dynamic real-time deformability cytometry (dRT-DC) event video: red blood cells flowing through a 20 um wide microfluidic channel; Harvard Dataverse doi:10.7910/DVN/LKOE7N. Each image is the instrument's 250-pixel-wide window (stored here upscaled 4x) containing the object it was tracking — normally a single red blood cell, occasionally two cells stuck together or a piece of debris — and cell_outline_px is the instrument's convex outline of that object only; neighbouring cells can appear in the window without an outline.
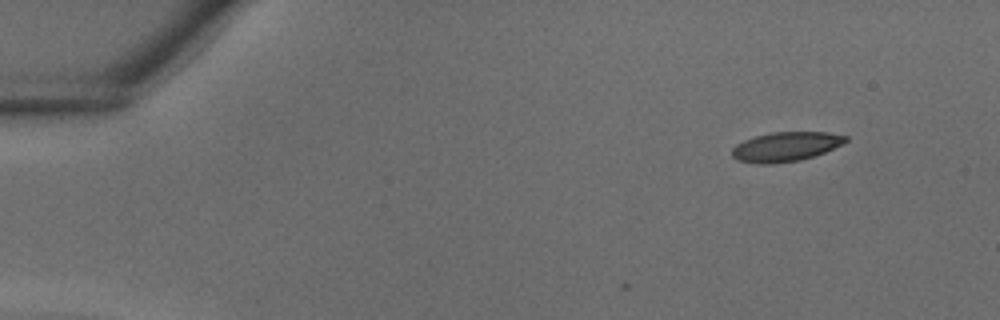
{"species": "common noctule bat (a hibernating species)", "species_latin": "Nyctalus noctula", "temperature_condition": "warm", "stored_images_in_passage": 2, "camera_frame_rate_fps": 3000, "um_per_image_px": 0.085, "animal": {"sex": "male", "body_mass_g": 18.8}, "frame": {"image": 1, "passage_image": 2, "time_ms": 0.333, "image_size_px": [1000, 320], "cell_outline_px": [[848, 140], [824, 152], [812, 156], [796, 160], [772, 164], [756, 164], [736, 160], [732, 156], [732, 148], [736, 144], [744, 140], [756, 136], [772, 132], [828, 132], [848, 136]], "centroid_in_image_um": [66.74, 12.46], "position_along_channel_um": 18.3, "area_um2": 19.31}}